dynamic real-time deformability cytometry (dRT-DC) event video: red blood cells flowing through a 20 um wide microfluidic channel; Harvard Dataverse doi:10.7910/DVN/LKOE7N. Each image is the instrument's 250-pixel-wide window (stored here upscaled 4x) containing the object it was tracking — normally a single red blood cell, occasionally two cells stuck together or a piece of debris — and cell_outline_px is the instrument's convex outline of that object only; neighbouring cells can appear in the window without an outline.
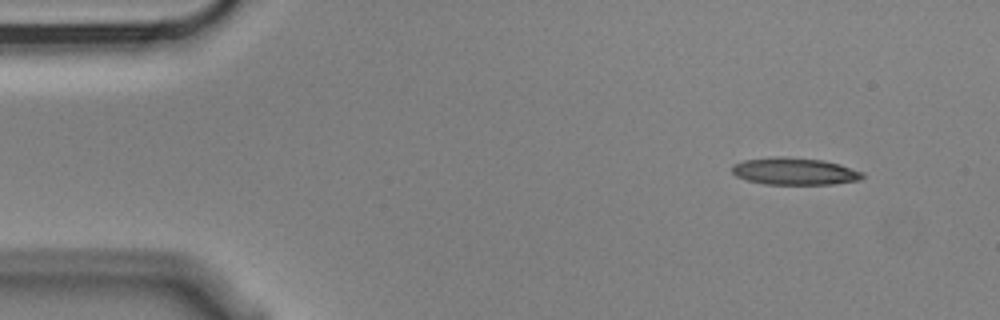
{"species": "Egyptian fruit bat (a non-hibernating species)", "species_latin": "Rousettus aegyptiacus", "temperature_condition": "cold", "stored_images_in_passage": 4, "segment_of_instrument_passage": [1, 2], "camera_frame_rate_fps": 3000, "um_per_image_px": 0.085, "animal": {"sex": "male"}, "frame": {"image": 1, "passage_image": 1, "time_ms": 0.0, "image_size_px": [1000, 320], "cell_outline_px": [[864, 176], [860, 180], [832, 184], [764, 184], [748, 180], [736, 176], [732, 172], [732, 168], [736, 164], [744, 160], [776, 156], [820, 160], [840, 164], [864, 172]], "centroid_in_image_um": [67.56, 14.57], "position_along_channel_um": 17.4, "area_um2": 20.4}}